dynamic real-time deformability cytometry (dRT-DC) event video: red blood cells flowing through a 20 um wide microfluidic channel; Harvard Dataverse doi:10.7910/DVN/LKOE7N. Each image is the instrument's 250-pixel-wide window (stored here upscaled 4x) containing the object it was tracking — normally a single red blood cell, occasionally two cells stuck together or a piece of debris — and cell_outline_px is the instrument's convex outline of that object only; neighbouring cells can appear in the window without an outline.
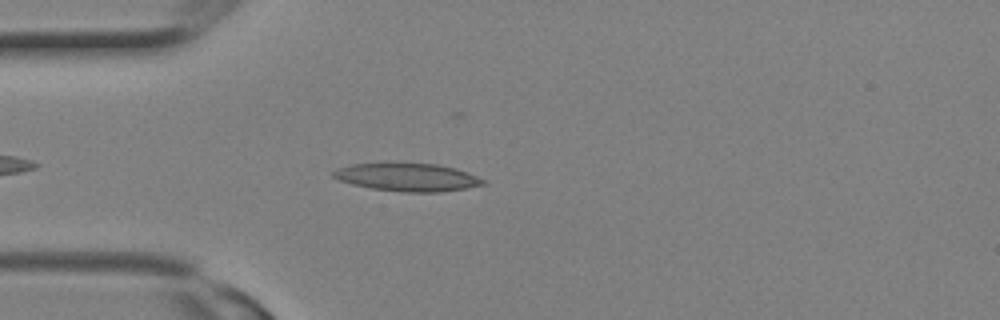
{"species": "Egyptian fruit bat (a non-hibernating species)", "species_latin": "Rousettus aegyptiacus", "temperature_condition": "room temperature", "stored_images_in_passage": 3, "camera_frame_rate_fps": 3000, "um_per_image_px": 0.085, "animal": {"sex": "female"}, "frame": {"image": 1, "passage_image": 3, "time_ms": 0.667, "image_size_px": [1000, 320], "cell_outline_px": [[488, 184], [440, 192], [404, 192], [372, 188], [352, 184], [340, 180], [332, 176], [332, 172], [336, 168], [352, 164], [436, 164], [456, 168], [468, 172], [488, 180]], "centroid_in_image_um": [34.69, 15.07], "position_along_channel_um": 50.3, "area_um2": 24.22}}